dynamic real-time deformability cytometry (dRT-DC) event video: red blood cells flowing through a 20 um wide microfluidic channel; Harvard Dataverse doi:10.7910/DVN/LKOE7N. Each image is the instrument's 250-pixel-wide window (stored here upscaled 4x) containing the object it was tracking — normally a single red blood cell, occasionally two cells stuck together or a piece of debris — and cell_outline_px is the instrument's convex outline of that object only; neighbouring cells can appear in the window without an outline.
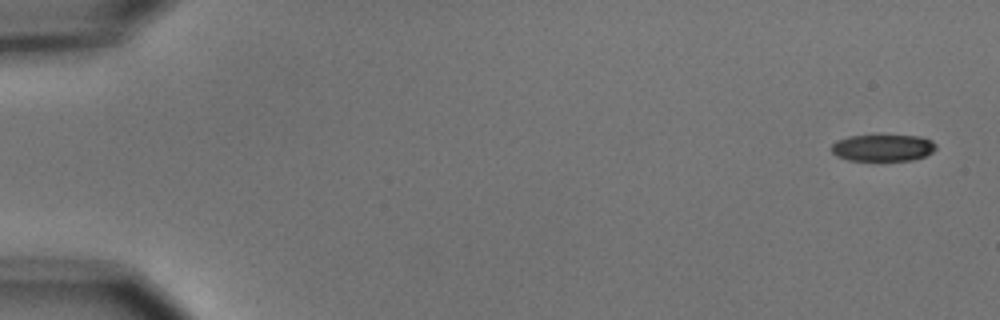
{"species": "common noctule bat (a hibernating species)", "species_latin": "Nyctalus noctula", "temperature_condition": "cold", "stored_images_in_passage": 2, "segment_of_instrument_passage": [2, 2], "camera_frame_rate_fps": 3000, "um_per_image_px": 0.085, "animal": {"sex": "male", "body_mass_g": 15.6}, "frame": {"image": 1, "passage_image": 2, "time_ms": 1.333, "image_size_px": [1000, 320], "cell_outline_px": [[936, 148], [932, 152], [924, 156], [912, 160], [848, 160], [836, 156], [832, 152], [832, 144], [836, 140], [848, 136], [920, 136], [932, 140], [936, 144]], "centroid_in_image_um": [75.04, 12.56], "position_along_channel_um": 10.0, "area_um2": 16.18}}